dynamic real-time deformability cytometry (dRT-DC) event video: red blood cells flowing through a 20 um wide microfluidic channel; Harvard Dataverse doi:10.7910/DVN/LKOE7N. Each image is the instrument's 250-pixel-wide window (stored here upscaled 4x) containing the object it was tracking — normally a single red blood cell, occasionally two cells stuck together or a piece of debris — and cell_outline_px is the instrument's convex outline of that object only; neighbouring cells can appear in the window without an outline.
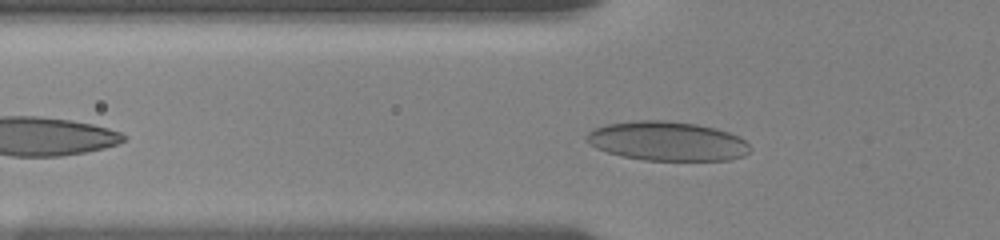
{"species": "human", "species_latin": "Homo sapiens", "temperature_condition": "room temperature", "stored_images_in_passage": 37, "camera_frame_rate_fps": 3000, "um_per_image_px": 0.085, "donor": {"sex": "female"}, "frame": {"image": 1, "passage_image": 8, "time_ms": 2.333, "image_size_px": [1000, 240], "cell_outline_px": [[752, 148], [744, 156], [728, 160], [644, 160], [620, 156], [596, 148], [588, 140], [588, 132], [592, 128], [604, 124], [636, 120], [664, 120], [696, 124], [716, 128], [740, 136]], "centroid_in_image_um": [56.73, 11.99], "position_along_channel_um": 69.1, "area_um2": 37.45}}
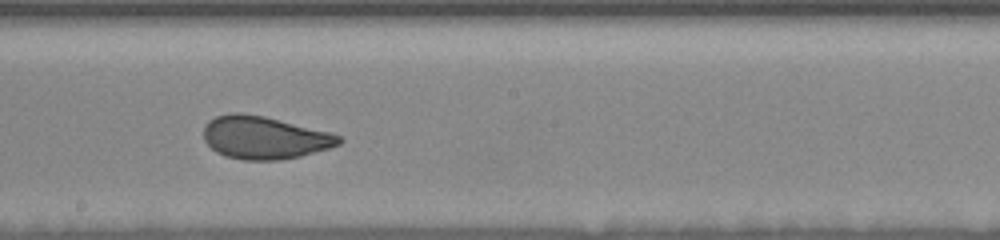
{"frame": {"image": 2, "passage_image": 21, "time_ms": 6.667, "image_size_px": [1000, 240], "cell_outline_px": [[344, 140], [340, 144], [328, 148], [300, 156], [280, 160], [244, 160], [224, 156], [216, 152], [204, 140], [204, 124], [208, 120], [216, 116], [232, 112], [240, 112], [264, 116], [332, 132], [340, 136]], "centroid_in_image_um": [22.47, 11.69], "position_along_channel_um": 225.7, "area_um2": 33.93}}
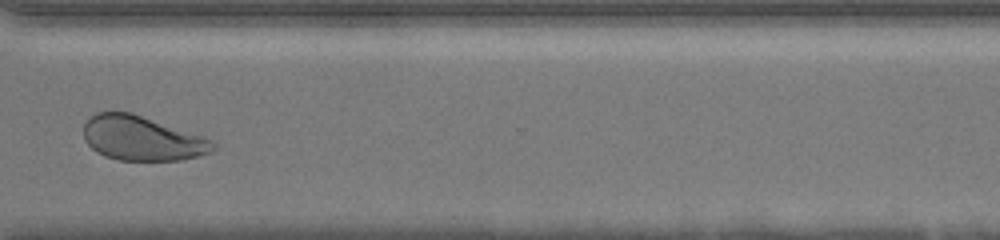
{"frame": {"image": 3, "passage_image": 32, "time_ms": 10.333, "image_size_px": [1000, 240], "cell_outline_px": [[216, 148], [200, 156], [180, 160], [116, 160], [104, 156], [96, 152], [84, 140], [84, 124], [96, 112], [132, 112], [204, 136], [212, 140], [216, 144]], "centroid_in_image_um": [12.08, 11.76], "position_along_channel_um": 358.5, "area_um2": 33.7}, "authors_computed_cell_mechanics": {"area_um2": 34.102, "velocity_mm_per_s": 3.6171, "shape_relaxation_time_tau1_ms": 4.9817, "shape_relaxation_time_tau2_ms": null, "deformation_change_tau1": 0.1179, "deformation_change_tau2": null}}